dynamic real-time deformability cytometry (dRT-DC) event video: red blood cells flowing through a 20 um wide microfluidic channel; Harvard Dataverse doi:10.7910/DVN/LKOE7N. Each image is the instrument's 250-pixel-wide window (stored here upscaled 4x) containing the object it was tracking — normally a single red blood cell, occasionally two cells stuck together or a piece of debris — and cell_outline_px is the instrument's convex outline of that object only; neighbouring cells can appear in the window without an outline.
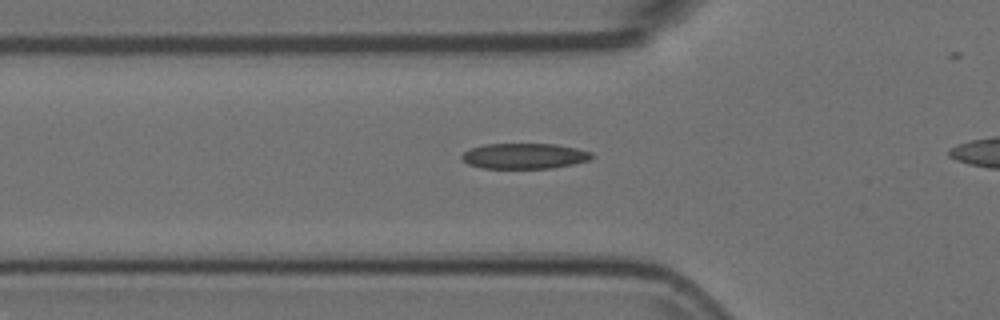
{"species": "Egyptian fruit bat (a non-hibernating species)", "species_latin": "Rousettus aegyptiacus", "temperature_condition": "room temperature", "stored_images_in_passage": 28, "camera_frame_rate_fps": 3000, "um_per_image_px": 0.085, "animal": {"sex": "female"}, "frame": {"image": 1, "passage_image": 2, "time_ms": 0.333, "image_size_px": [1000, 320], "cell_outline_px": [[596, 156], [592, 160], [552, 168], [480, 168], [468, 164], [460, 156], [464, 152], [472, 148], [484, 144], [556, 144], [576, 148], [592, 152]], "centroid_in_image_um": [44.62, 13.26], "position_along_channel_um": 81.2, "area_um2": 19.42}}
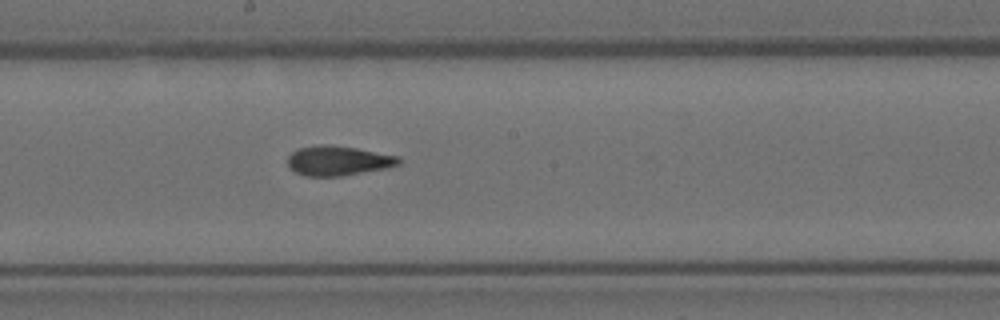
{"frame": {"image": 2, "passage_image": 13, "time_ms": 4.0, "image_size_px": [1000, 320], "cell_outline_px": [[400, 164], [388, 168], [340, 176], [304, 176], [296, 172], [288, 164], [288, 156], [296, 148], [316, 144], [328, 144], [356, 148], [400, 156]], "centroid_in_image_um": [28.74, 13.64], "position_along_channel_um": 219.5, "area_um2": 19.36}}
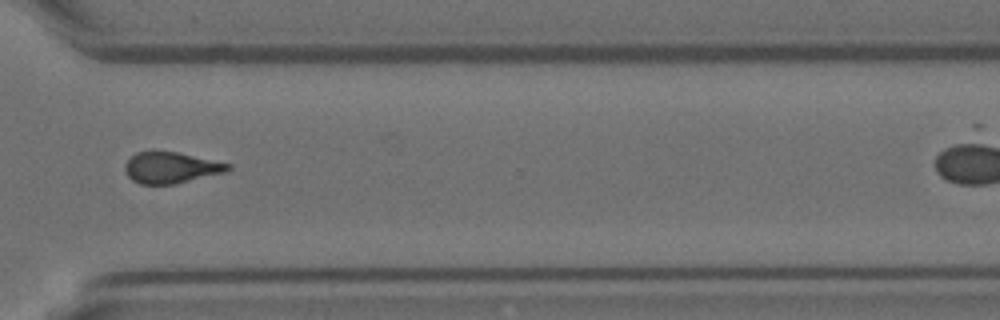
{"frame": {"image": 3, "passage_image": 24, "time_ms": 7.667, "image_size_px": [1000, 320], "cell_outline_px": [[232, 168], [224, 172], [172, 184], [140, 184], [132, 180], [128, 176], [124, 168], [124, 164], [136, 152], [152, 148], [176, 152], [232, 164]], "centroid_in_image_um": [14.47, 14.21], "position_along_channel_um": 356.1, "area_um2": 18.9}}